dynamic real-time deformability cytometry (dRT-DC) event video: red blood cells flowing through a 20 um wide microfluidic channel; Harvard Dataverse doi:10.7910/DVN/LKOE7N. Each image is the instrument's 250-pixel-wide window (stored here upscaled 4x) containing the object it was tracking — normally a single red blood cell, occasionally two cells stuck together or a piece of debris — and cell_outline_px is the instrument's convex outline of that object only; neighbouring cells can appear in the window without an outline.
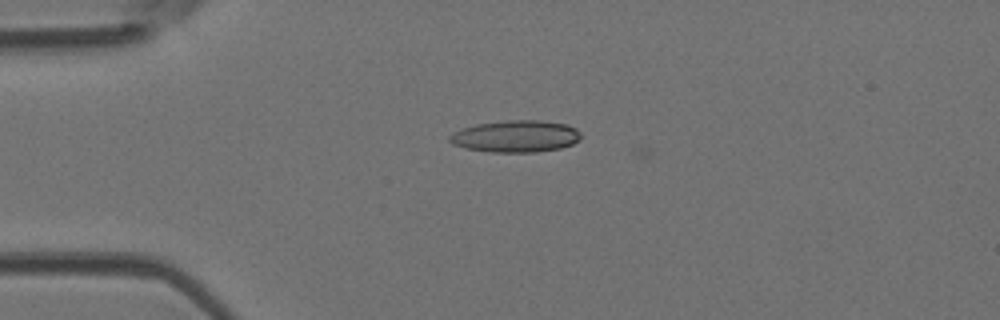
{"species": "Egyptian fruit bat (a non-hibernating species)", "species_latin": "Rousettus aegyptiacus", "temperature_condition": "room temperature", "stored_images_in_passage": 7, "camera_frame_rate_fps": 3000, "um_per_image_px": 0.085, "animal": {"sex": "female"}, "frame": {"image": 1, "passage_image": 5, "time_ms": 1.333, "image_size_px": [1000, 320], "cell_outline_px": [[580, 140], [572, 144], [560, 148], [536, 152], [492, 152], [464, 148], [452, 144], [448, 140], [448, 136], [452, 132], [460, 128], [476, 124], [504, 120], [540, 120], [568, 124], [576, 128], [580, 132]], "centroid_in_image_um": [43.81, 11.58], "position_along_channel_um": 41.2, "area_um2": 24.74}}
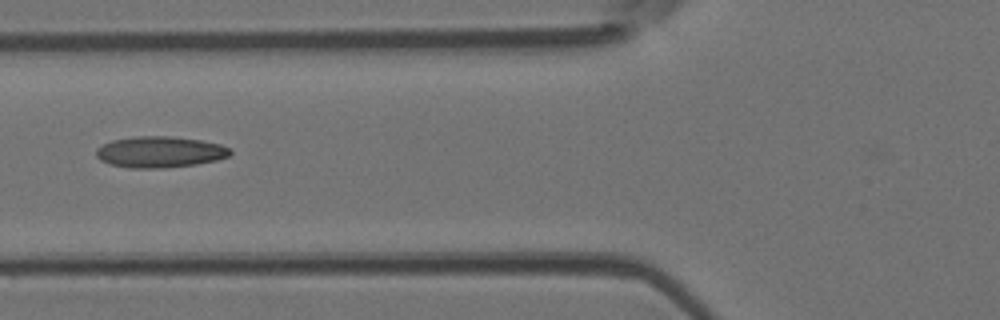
{"frame": {"image": 2, "passage_image": 7, "time_ms": 2.0, "image_size_px": [1000, 320], "cell_outline_px": [[232, 152], [228, 156], [216, 160], [196, 164], [164, 168], [128, 168], [108, 164], [100, 160], [96, 156], [96, 148], [112, 140], [136, 136], [168, 136], [200, 140], [220, 144], [232, 148]], "centroid_in_image_um": [13.58, 12.92], "position_along_channel_um": 112.2, "area_um2": 24.45}}